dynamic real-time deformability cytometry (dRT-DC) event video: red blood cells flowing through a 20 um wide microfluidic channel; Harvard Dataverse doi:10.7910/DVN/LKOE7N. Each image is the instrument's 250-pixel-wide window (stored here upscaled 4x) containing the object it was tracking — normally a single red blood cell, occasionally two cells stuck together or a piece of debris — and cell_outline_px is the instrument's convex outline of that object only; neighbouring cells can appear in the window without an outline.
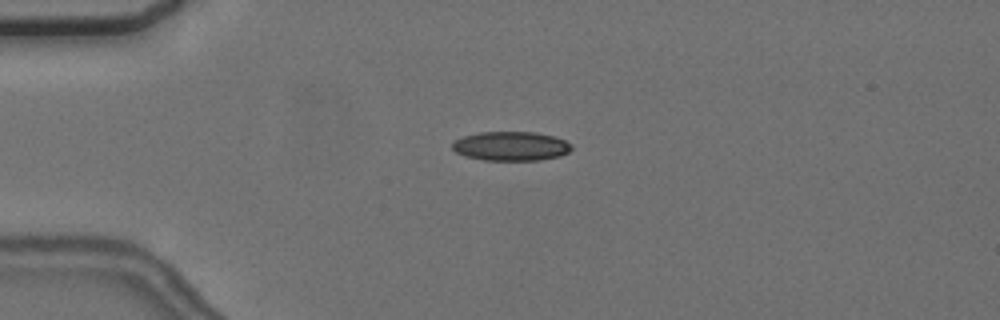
{"species": "common noctule bat (a hibernating species)", "species_latin": "Nyctalus noctula", "temperature_condition": "cold", "stored_images_in_passage": 4, "camera_frame_rate_fps": 3000, "um_per_image_px": 0.085, "animal": {"sex": "female", "body_mass_g": 24.6, "forearm_length_mm": 56.2}, "frame": {"image": 1, "passage_image": 4, "time_ms": 3.333, "image_size_px": [1000, 320], "cell_outline_px": [[572, 148], [568, 152], [560, 156], [540, 160], [484, 160], [464, 156], [456, 152], [452, 148], [452, 144], [456, 140], [464, 136], [480, 132], [536, 132], [556, 136], [572, 144]], "centroid_in_image_um": [43.46, 12.42], "position_along_channel_um": 41.5, "area_um2": 20.35}}